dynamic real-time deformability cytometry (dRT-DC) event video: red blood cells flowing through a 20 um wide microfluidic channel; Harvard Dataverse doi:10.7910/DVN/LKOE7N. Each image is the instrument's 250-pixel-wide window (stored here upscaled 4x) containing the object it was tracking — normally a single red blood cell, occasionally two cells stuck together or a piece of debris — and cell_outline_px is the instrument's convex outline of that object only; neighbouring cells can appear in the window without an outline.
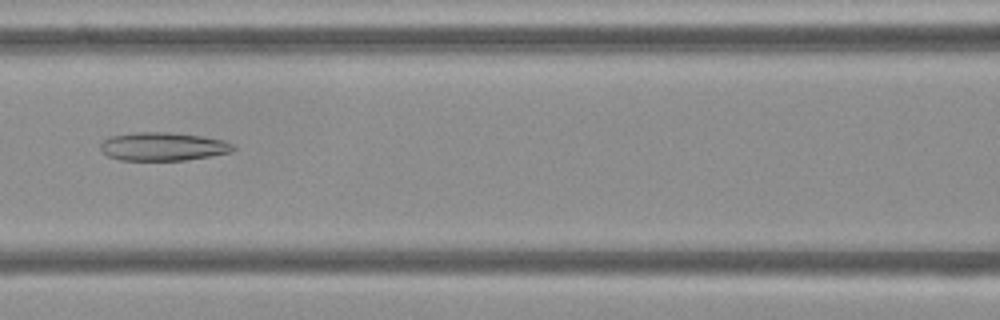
{"species": "Egyptian fruit bat (a non-hibernating species)", "species_latin": "Rousettus aegyptiacus", "temperature_condition": "cold", "stored_images_in_passage": 54, "camera_frame_rate_fps": 3000, "um_per_image_px": 0.085, "frame": {"image": 1, "passage_image": 24, "time_ms": 7.667, "image_size_px": [1000, 320], "cell_outline_px": [[236, 148], [232, 152], [184, 160], [120, 160], [108, 156], [100, 152], [100, 144], [104, 140], [112, 136], [136, 132], [168, 132], [200, 136], [224, 140], [232, 144]], "centroid_in_image_um": [13.83, 12.46], "position_along_channel_um": 152.8, "area_um2": 21.85}}
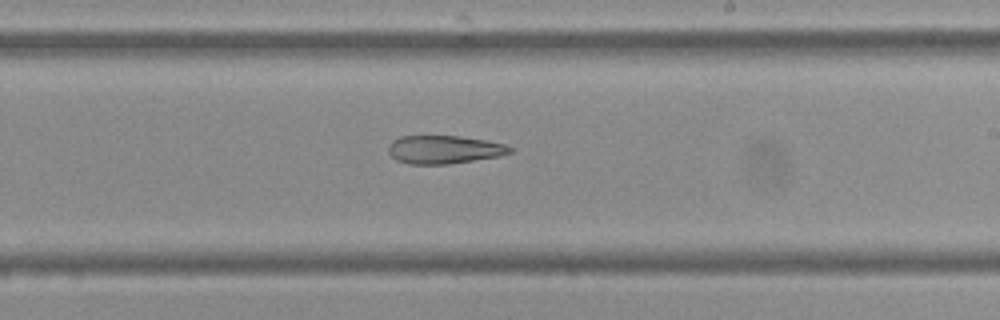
{"frame": {"image": 2, "passage_image": 32, "time_ms": 10.333, "image_size_px": [1000, 320], "cell_outline_px": [[512, 152], [500, 156], [448, 164], [408, 164], [396, 160], [388, 152], [388, 144], [392, 140], [400, 136], [460, 136], [488, 140], [504, 144], [512, 148]], "centroid_in_image_um": [37.73, 12.71], "position_along_channel_um": 251.3, "area_um2": 20.11}}
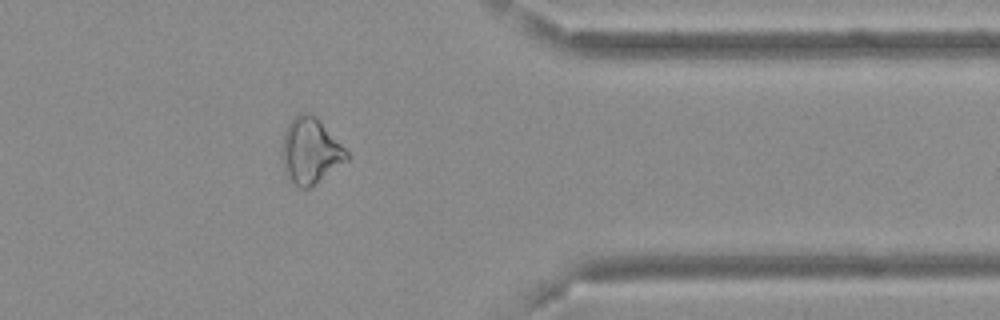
{"frame": {"image": 3, "passage_image": 44, "time_ms": 14.333, "image_size_px": [1000, 320], "cell_outline_px": [[348, 160], [316, 184], [308, 188], [300, 188], [288, 180], [284, 172], [280, 156], [280, 148], [288, 124], [300, 112], [312, 112], [316, 116], [348, 152]], "centroid_in_image_um": [26.35, 12.85], "position_along_channel_um": 385.1, "area_um2": 25.09}}